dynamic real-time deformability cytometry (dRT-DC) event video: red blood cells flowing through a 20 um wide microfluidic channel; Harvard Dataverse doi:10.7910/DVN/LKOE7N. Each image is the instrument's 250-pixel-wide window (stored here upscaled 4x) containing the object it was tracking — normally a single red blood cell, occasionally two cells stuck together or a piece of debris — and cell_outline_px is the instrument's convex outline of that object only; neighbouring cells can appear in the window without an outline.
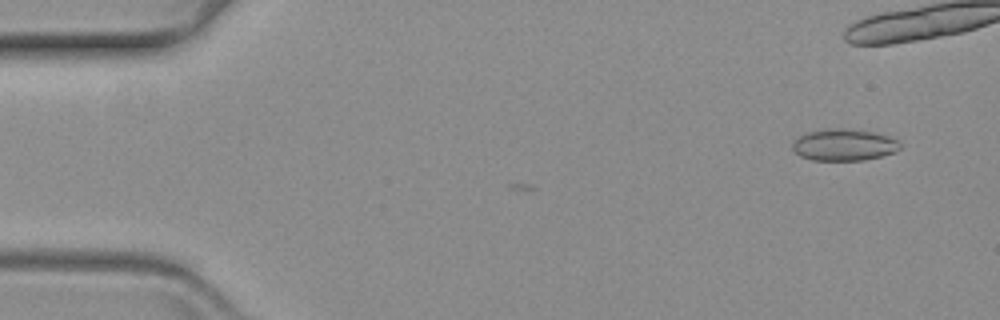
{"species": "common noctule bat (a hibernating species)", "species_latin": "Nyctalus noctula", "temperature_condition": "warm", "stored_images_in_passage": 44, "camera_frame_rate_fps": 3000, "um_per_image_px": 0.085, "animal": {"sex": "female", "body_mass_g": 19.3, "forearm_length_mm": 54.1}, "frame": {"image": 1, "passage_image": 1, "time_ms": 0.0, "image_size_px": [1000, 320], "cell_outline_px": [[900, 148], [896, 152], [864, 160], [812, 160], [800, 156], [792, 148], [792, 140], [808, 132], [828, 128], [848, 128], [876, 132], [888, 136], [896, 140], [900, 144]], "centroid_in_image_um": [71.73, 12.3], "position_along_channel_um": 13.3, "area_um2": 20.0}}
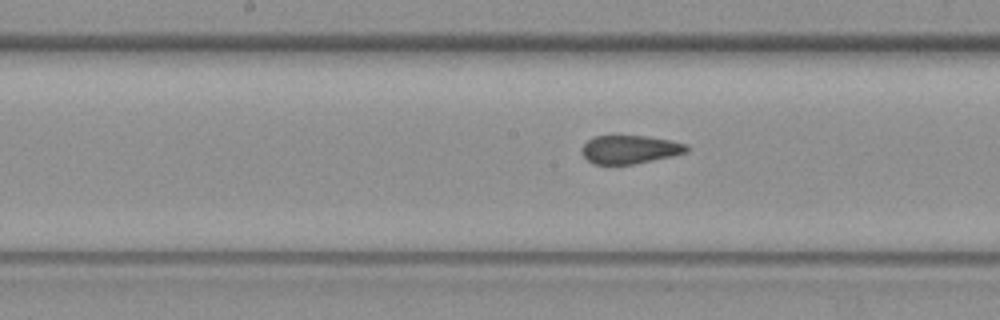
{"frame": {"image": 2, "passage_image": 27, "time_ms": 8.667, "image_size_px": [1000, 320], "cell_outline_px": [[688, 152], [672, 156], [636, 164], [592, 164], [580, 152], [580, 148], [592, 136], [648, 136], [688, 144]], "centroid_in_image_um": [53.52, 12.71], "position_along_channel_um": 194.7, "area_um2": 17.46}}
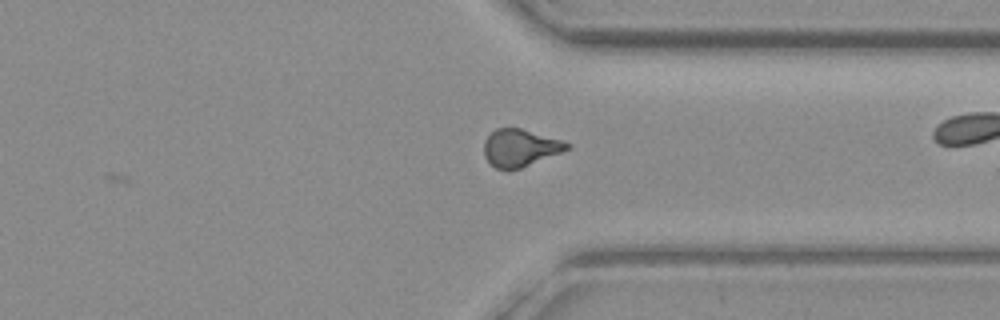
{"frame": {"image": 3, "passage_image": 42, "time_ms": 13.667, "image_size_px": [1000, 320], "cell_outline_px": [[572, 148], [520, 168], [508, 172], [496, 168], [484, 156], [484, 140], [496, 128], [520, 128], [560, 140], [572, 144]], "centroid_in_image_um": [44.2, 12.58], "position_along_channel_um": 367.2, "area_um2": 18.03}}